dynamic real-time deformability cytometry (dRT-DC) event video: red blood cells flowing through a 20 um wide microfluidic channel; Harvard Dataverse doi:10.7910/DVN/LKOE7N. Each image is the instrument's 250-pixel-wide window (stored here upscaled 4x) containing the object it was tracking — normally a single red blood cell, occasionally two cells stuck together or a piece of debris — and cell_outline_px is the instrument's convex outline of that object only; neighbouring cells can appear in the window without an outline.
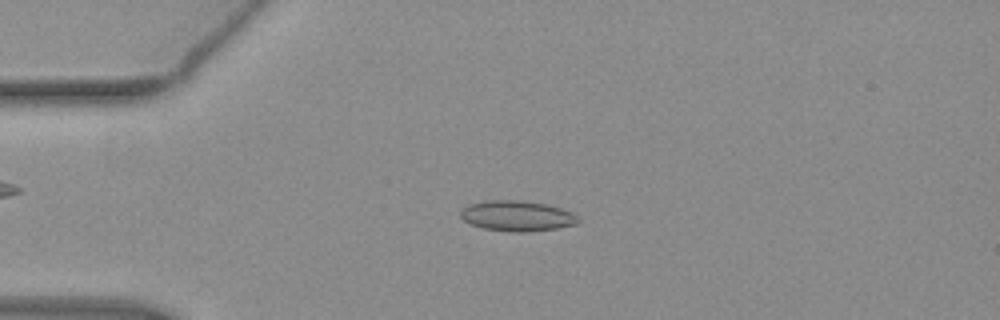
{"species": "common noctule bat (a hibernating species)", "species_latin": "Nyctalus noctula", "temperature_condition": "warm", "stored_images_in_passage": 51, "camera_frame_rate_fps": 3000, "um_per_image_px": 0.085, "animal": {"sex": "female", "body_mass_g": 19.3, "forearm_length_mm": 54.1}, "frame": {"image": 1, "passage_image": 12, "time_ms": 3.667, "image_size_px": [1000, 320], "cell_outline_px": [[580, 220], [576, 224], [556, 228], [528, 232], [508, 232], [484, 228], [472, 224], [464, 220], [460, 216], [460, 208], [468, 204], [488, 200], [524, 200], [544, 204], [560, 208], [572, 212]], "centroid_in_image_um": [43.91, 18.35], "position_along_channel_um": 41.1, "area_um2": 20.92}}
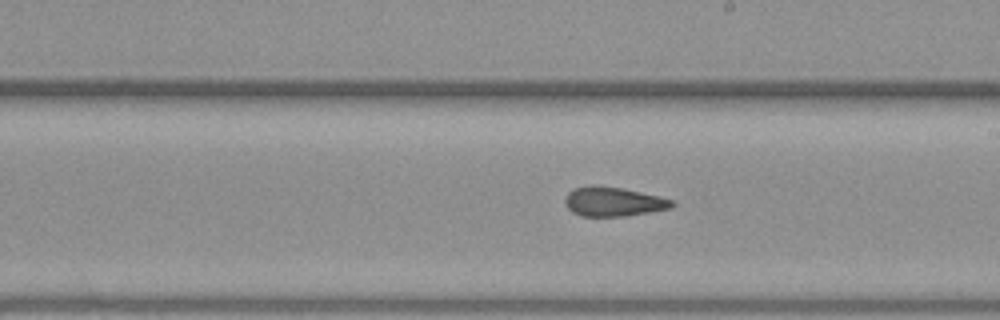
{"frame": {"image": 2, "passage_image": 29, "time_ms": 9.333, "image_size_px": [1000, 320], "cell_outline_px": [[676, 204], [672, 208], [624, 216], [580, 216], [572, 212], [564, 204], [564, 200], [568, 192], [572, 188], [592, 184], [620, 188], [656, 196], [672, 200]], "centroid_in_image_um": [52.06, 17.14], "position_along_channel_um": 236.9, "area_um2": 18.21}}
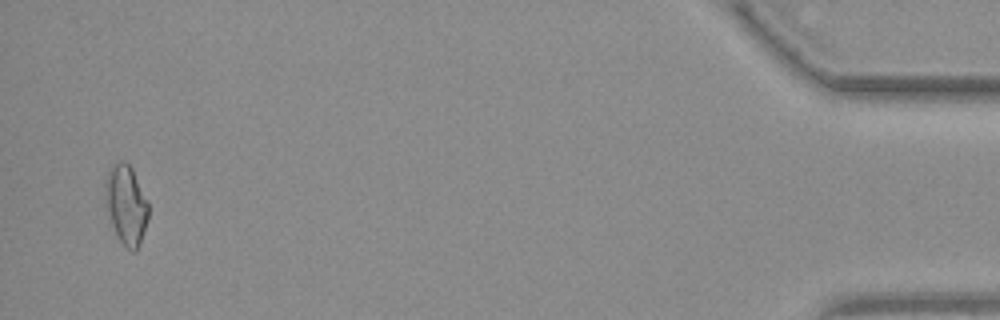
{"frame": {"image": 3, "passage_image": 50, "time_ms": 16.333, "image_size_px": [1000, 320], "cell_outline_px": [[148, 220], [136, 252], [132, 252], [116, 236], [104, 204], [104, 184], [108, 168], [116, 160], [124, 160], [132, 168], [148, 204]], "centroid_in_image_um": [10.67, 17.36], "position_along_channel_um": 424.5, "area_um2": 20.23}, "authors_computed_cell_mechanics": {"area_um2": 18.6116, "velocity_mm_per_s": 3.9387, "shape_relaxation_time_tau1_ms": null, "shape_relaxation_time_tau2_ms": 2.1341, "deformation_change_tau1": null, "deformation_change_tau2": 0.0986}}